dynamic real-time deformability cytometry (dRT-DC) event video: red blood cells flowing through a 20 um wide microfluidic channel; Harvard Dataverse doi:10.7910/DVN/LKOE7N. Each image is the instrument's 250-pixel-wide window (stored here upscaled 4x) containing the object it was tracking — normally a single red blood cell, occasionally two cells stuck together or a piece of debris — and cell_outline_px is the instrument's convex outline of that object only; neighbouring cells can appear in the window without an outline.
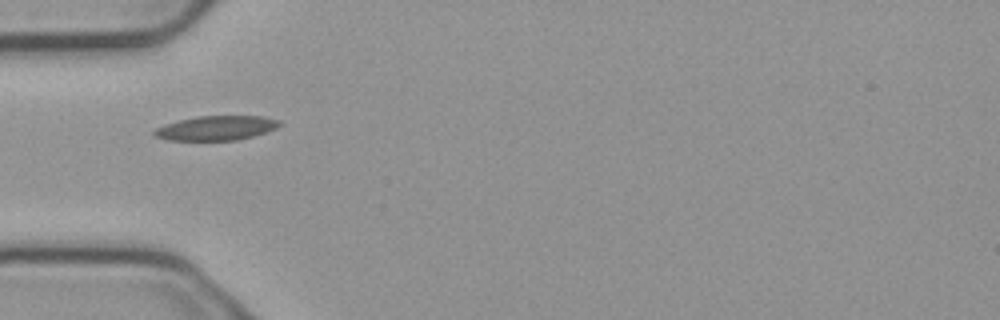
{"species": "common noctule bat (a hibernating species)", "species_latin": "Nyctalus noctula", "temperature_condition": "cold", "stored_images_in_passage": 3, "camera_frame_rate_fps": 3000, "um_per_image_px": 0.085, "animal": {"sex": "male", "body_mass_g": 23.1, "forearm_length_mm": 52.7}, "frame": {"image": 1, "passage_image": 3, "time_ms": 0.667, "image_size_px": [1000, 320], "cell_outline_px": [[284, 124], [276, 128], [252, 136], [236, 140], [168, 140], [156, 136], [152, 132], [156, 128], [164, 124], [196, 116], [264, 116], [280, 120]], "centroid_in_image_um": [18.4, 10.87], "position_along_channel_um": 66.6, "area_um2": 17.8}}